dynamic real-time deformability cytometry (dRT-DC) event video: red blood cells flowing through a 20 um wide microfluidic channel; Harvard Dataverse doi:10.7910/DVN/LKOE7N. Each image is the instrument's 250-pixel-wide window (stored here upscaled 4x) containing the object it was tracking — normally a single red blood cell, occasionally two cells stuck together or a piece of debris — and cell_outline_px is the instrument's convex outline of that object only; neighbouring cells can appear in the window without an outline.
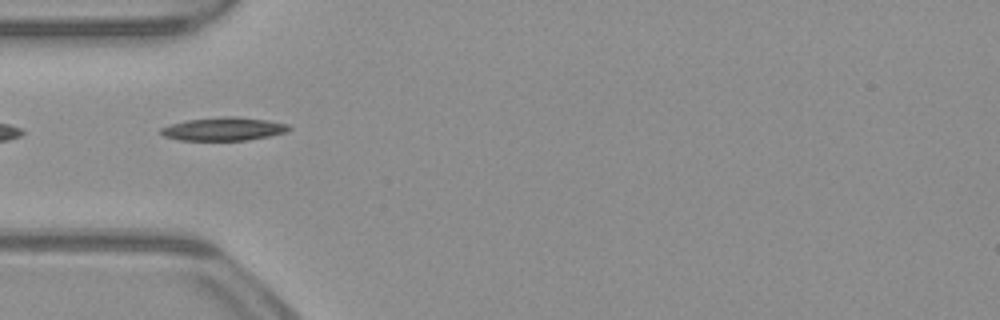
{"species": "common noctule bat (a hibernating species)", "species_latin": "Nyctalus noctula", "temperature_condition": "warm", "stored_images_in_passage": 13, "camera_frame_rate_fps": 3000, "um_per_image_px": 0.085, "animal": {"sex": "male", "body_mass_g": 23.1, "forearm_length_mm": 52.7}, "frame": {"image": 1, "passage_image": 1, "time_ms": 0.0, "image_size_px": [1000, 320], "cell_outline_px": [[292, 128], [284, 132], [268, 136], [248, 140], [180, 140], [164, 136], [160, 132], [160, 128], [172, 124], [188, 120], [224, 116], [236, 116], [268, 120], [288, 124]], "centroid_in_image_um": [19.02, 10.95], "position_along_channel_um": 66.0, "area_um2": 17.22}}
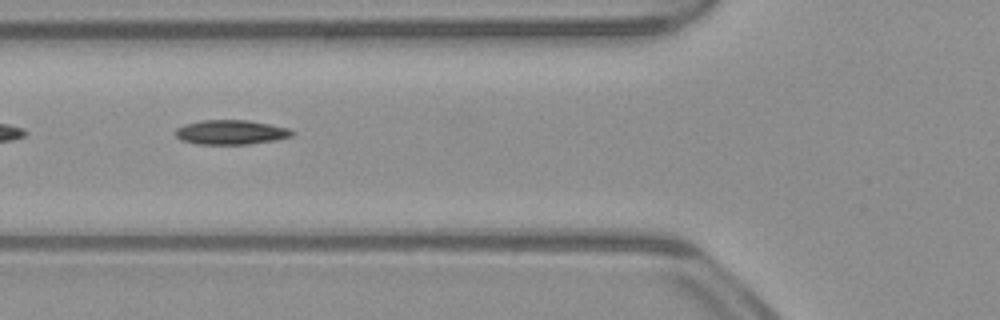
{"frame": {"image": 2, "passage_image": 4, "time_ms": 1.0, "image_size_px": [1000, 320], "cell_outline_px": [[296, 132], [292, 136], [276, 140], [248, 144], [196, 144], [180, 140], [172, 132], [176, 128], [184, 124], [200, 120], [248, 120], [292, 128]], "centroid_in_image_um": [19.62, 11.23], "position_along_channel_um": 106.2, "area_um2": 16.99}}
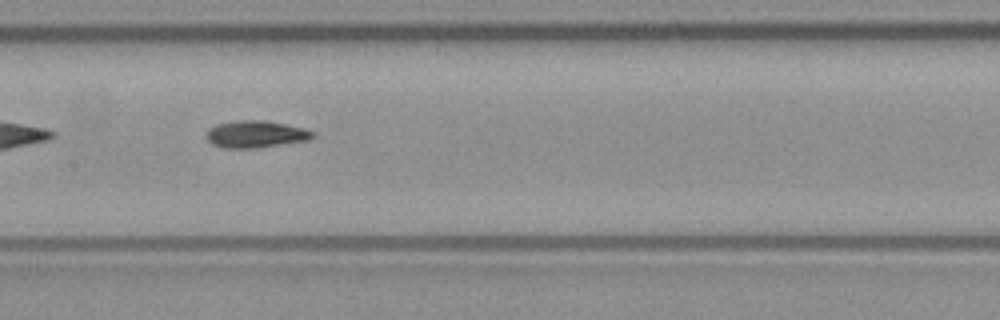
{"frame": {"image": 3, "passage_image": 10, "time_ms": 3.0, "image_size_px": [1000, 320], "cell_outline_px": [[316, 136], [308, 140], [256, 148], [224, 148], [212, 144], [204, 136], [208, 128], [216, 124], [236, 120], [264, 120], [304, 128], [316, 132]], "centroid_in_image_um": [21.71, 11.4], "position_along_channel_um": 185.7, "area_um2": 16.94}}